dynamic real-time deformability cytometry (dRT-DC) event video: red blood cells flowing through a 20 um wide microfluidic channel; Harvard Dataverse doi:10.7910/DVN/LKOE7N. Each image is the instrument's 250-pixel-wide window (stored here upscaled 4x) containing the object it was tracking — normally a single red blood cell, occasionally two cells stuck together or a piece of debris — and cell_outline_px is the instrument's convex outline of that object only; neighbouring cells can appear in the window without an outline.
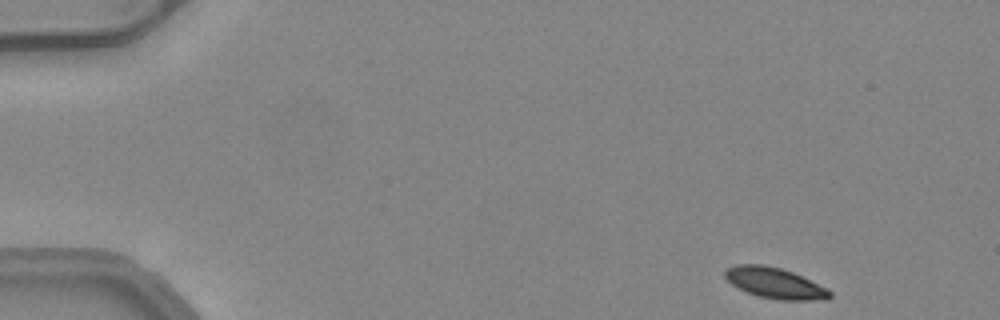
{"species": "common noctule bat (a hibernating species)", "species_latin": "Nyctalus noctula", "temperature_condition": "warm", "stored_images_in_passage": 47, "camera_frame_rate_fps": 3000, "um_per_image_px": 0.085, "animal": {"sex": "female", "body_mass_g": 24.6, "forearm_length_mm": 56.2}, "frame": {"image": 1, "passage_image": 1, "time_ms": 0.0, "image_size_px": [1000, 320], "cell_outline_px": [[832, 296], [828, 300], [780, 300], [760, 296], [748, 292], [732, 284], [724, 276], [724, 272], [728, 268], [736, 264], [764, 264], [780, 268], [792, 272], [828, 288], [832, 292]], "centroid_in_image_um": [65.91, 24.06], "position_along_channel_um": 19.1, "area_um2": 18.73}}
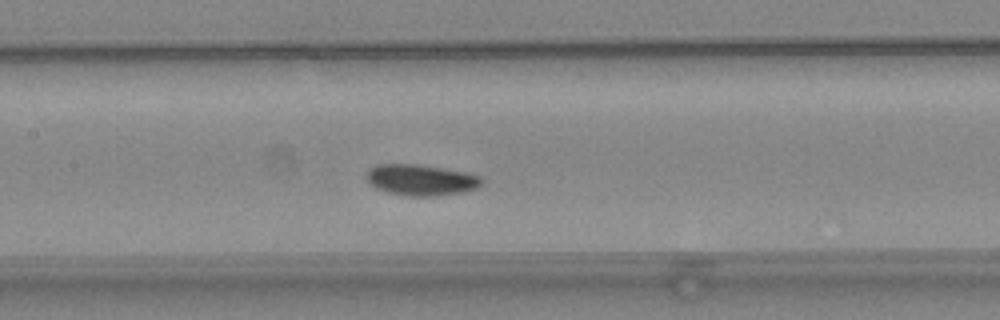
{"frame": {"image": 2, "passage_image": 21, "time_ms": 6.667, "image_size_px": [1000, 320], "cell_outline_px": [[484, 180], [476, 188], [460, 192], [432, 196], [408, 196], [388, 192], [376, 188], [364, 176], [376, 164], [416, 164], [464, 172], [480, 176]], "centroid_in_image_um": [35.76, 15.29], "position_along_channel_um": 171.6, "area_um2": 20.46}}
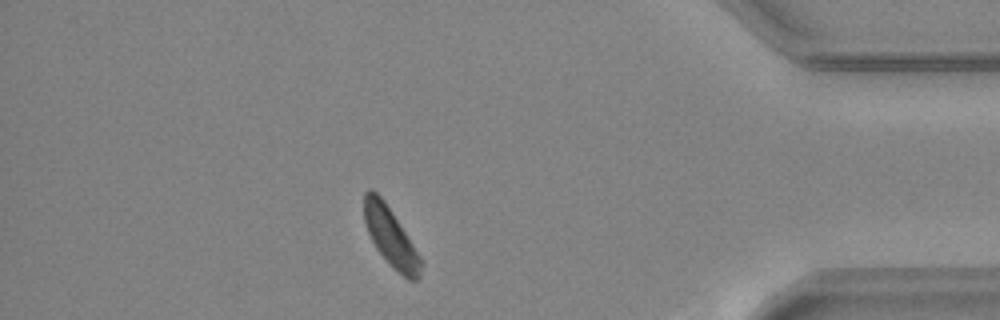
{"frame": {"image": 3, "passage_image": 41, "time_ms": 13.333, "image_size_px": [1000, 320], "cell_outline_px": [[420, 276], [416, 280], [408, 280], [392, 268], [388, 264], [376, 248], [368, 232], [364, 220], [364, 192], [368, 188], [372, 188], [384, 200], [392, 212], [420, 256]], "centroid_in_image_um": [33.17, 20.13], "position_along_channel_um": 402.0, "area_um2": 19.19}, "authors_computed_cell_mechanics": {"area_um2": 20.1144, "velocity_mm_per_s": 4.0284, "shape_relaxation_time_tau1_ms": 2.5259, "shape_relaxation_time_tau2_ms": null, "deformation_change_tau1": 0.0666, "deformation_change_tau2": null}}